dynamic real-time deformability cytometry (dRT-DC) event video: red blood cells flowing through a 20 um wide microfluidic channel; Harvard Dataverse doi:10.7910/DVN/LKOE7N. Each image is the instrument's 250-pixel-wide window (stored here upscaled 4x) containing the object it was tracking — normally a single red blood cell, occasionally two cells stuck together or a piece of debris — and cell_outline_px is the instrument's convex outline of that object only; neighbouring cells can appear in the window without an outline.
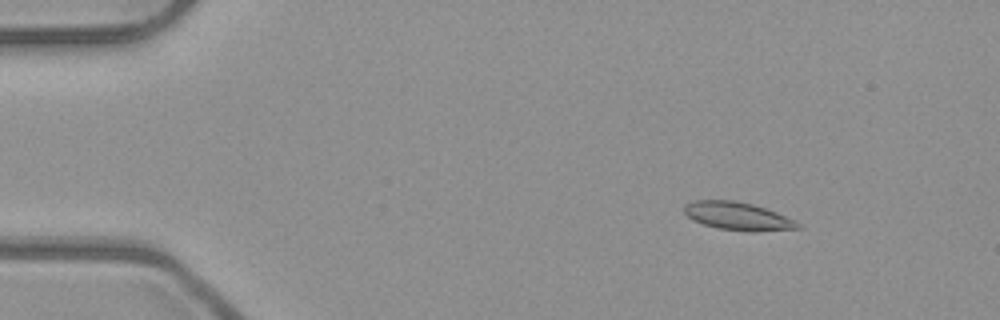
{"species": "common noctule bat (a hibernating species)", "species_latin": "Nyctalus noctula", "temperature_condition": "room temperature", "stored_images_in_passage": 7, "camera_frame_rate_fps": 3000, "um_per_image_px": 0.085, "animal": {"sex": "male", "body_mass_g": 23.1, "forearm_length_mm": 52.7}, "frame": {"image": 1, "passage_image": 2, "time_ms": 0.333, "image_size_px": [1000, 320], "cell_outline_px": [[804, 228], [752, 232], [748, 232], [720, 228], [704, 224], [692, 220], [684, 212], [684, 204], [692, 200], [736, 200], [752, 204], [776, 212], [796, 220]], "centroid_in_image_um": [62.73, 18.37], "position_along_channel_um": 22.3, "area_um2": 18.67}}
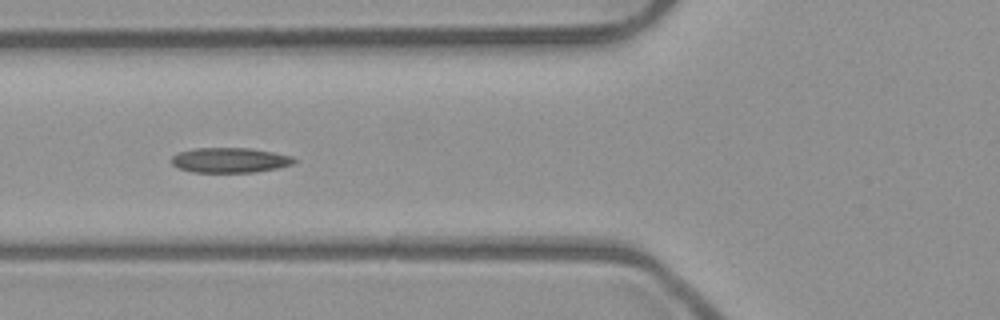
{"frame": {"image": 2, "passage_image": 5, "time_ms": 1.333, "image_size_px": [1000, 320], "cell_outline_px": [[296, 160], [292, 164], [280, 168], [256, 172], [192, 172], [180, 168], [172, 164], [172, 156], [180, 152], [196, 148], [252, 148], [292, 156]], "centroid_in_image_um": [19.57, 13.61], "position_along_channel_um": 106.2, "area_um2": 17.8}}
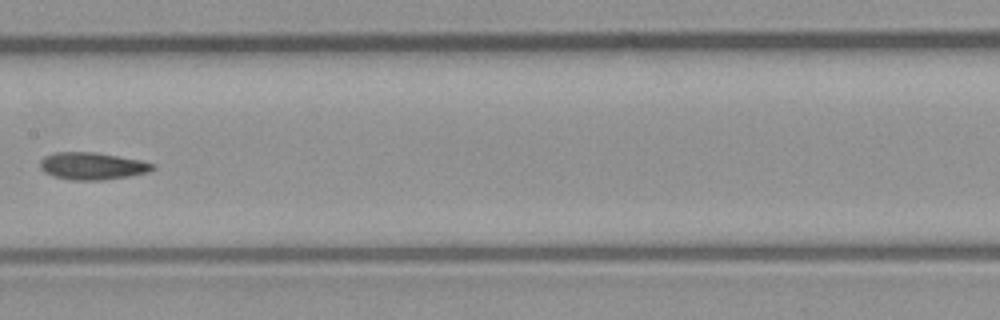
{"frame": {"image": 3, "passage_image": 7, "time_ms": 2.0, "image_size_px": [1000, 320], "cell_outline_px": [[156, 168], [148, 172], [128, 176], [104, 180], [72, 180], [56, 176], [44, 172], [40, 168], [40, 160], [44, 156], [52, 152], [96, 152], [140, 160], [156, 164]], "centroid_in_image_um": [7.85, 14.1], "position_along_channel_um": 199.6, "area_um2": 17.92}}